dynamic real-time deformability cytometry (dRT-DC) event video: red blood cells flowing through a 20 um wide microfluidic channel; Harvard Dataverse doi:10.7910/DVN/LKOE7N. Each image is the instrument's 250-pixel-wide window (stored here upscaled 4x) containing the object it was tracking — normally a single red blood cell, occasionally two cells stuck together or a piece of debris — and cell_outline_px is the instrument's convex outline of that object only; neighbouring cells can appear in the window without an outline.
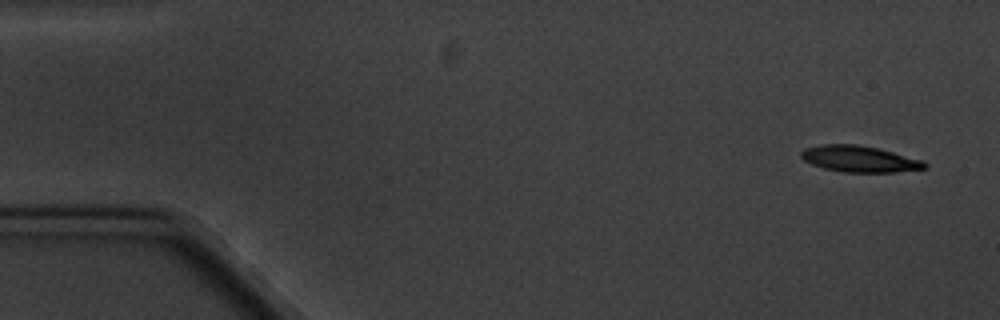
{"species": "common noctule bat (a hibernating species)", "species_latin": "Nyctalus noctula", "temperature_condition": "cold", "stored_images_in_passage": 5, "camera_frame_rate_fps": 3000, "um_per_image_px": 0.085, "animal": {"sex": "male", "body_mass_g": 20.1, "forearm_length_mm": 53.5}, "frame": {"image": 1, "passage_image": 1, "time_ms": 0.0, "image_size_px": [1000, 320], "cell_outline_px": [[928, 168], [896, 172], [844, 172], [824, 168], [812, 164], [804, 160], [800, 156], [800, 152], [804, 148], [820, 144], [856, 144], [880, 148], [924, 160], [928, 164]], "centroid_in_image_um": [73.09, 13.5], "position_along_channel_um": 11.9, "area_um2": 19.19}}
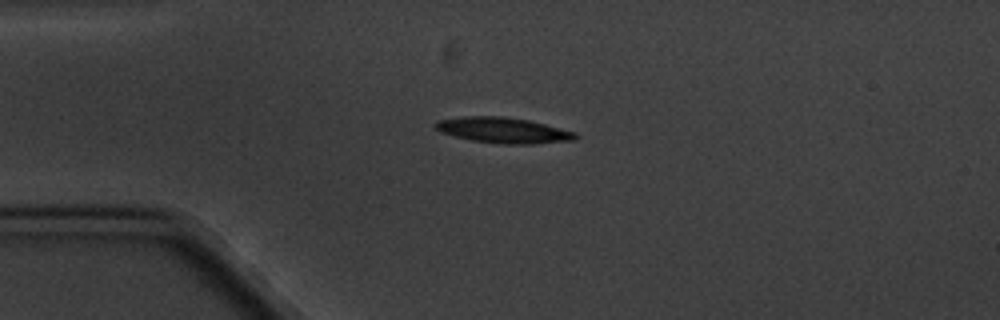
{"frame": {"image": 2, "passage_image": 4, "time_ms": 3.667, "image_size_px": [1000, 320], "cell_outline_px": [[580, 136], [576, 140], [532, 144], [504, 144], [472, 140], [440, 132], [432, 124], [436, 120], [464, 116], [504, 116], [528, 120], [576, 132]], "centroid_in_image_um": [42.78, 11.07], "position_along_channel_um": 42.2, "area_um2": 20.98}}